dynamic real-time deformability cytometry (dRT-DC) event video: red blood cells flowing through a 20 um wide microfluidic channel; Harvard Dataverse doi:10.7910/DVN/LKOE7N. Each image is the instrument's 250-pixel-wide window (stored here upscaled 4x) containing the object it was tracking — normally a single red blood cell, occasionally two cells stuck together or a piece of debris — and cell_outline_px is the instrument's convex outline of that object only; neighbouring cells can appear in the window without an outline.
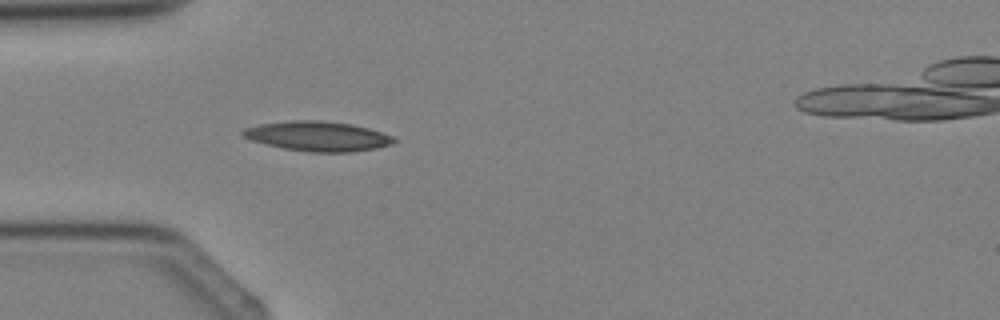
{"species": "Egyptian fruit bat (a non-hibernating species)", "species_latin": "Rousettus aegyptiacus", "temperature_condition": "cold", "stored_images_in_passage": 3, "camera_frame_rate_fps": 3000, "um_per_image_px": 0.085, "animal": {"sex": "female"}, "frame": {"image": 1, "passage_image": 2, "time_ms": 1.333, "image_size_px": [1000, 320], "cell_outline_px": [[396, 140], [392, 144], [376, 148], [352, 152], [308, 152], [284, 148], [252, 140], [240, 136], [240, 132], [244, 128], [260, 124], [288, 120], [320, 120], [352, 124], [368, 128], [396, 136]], "centroid_in_image_um": [27.02, 11.57], "position_along_channel_um": 58.0, "area_um2": 26.36}}